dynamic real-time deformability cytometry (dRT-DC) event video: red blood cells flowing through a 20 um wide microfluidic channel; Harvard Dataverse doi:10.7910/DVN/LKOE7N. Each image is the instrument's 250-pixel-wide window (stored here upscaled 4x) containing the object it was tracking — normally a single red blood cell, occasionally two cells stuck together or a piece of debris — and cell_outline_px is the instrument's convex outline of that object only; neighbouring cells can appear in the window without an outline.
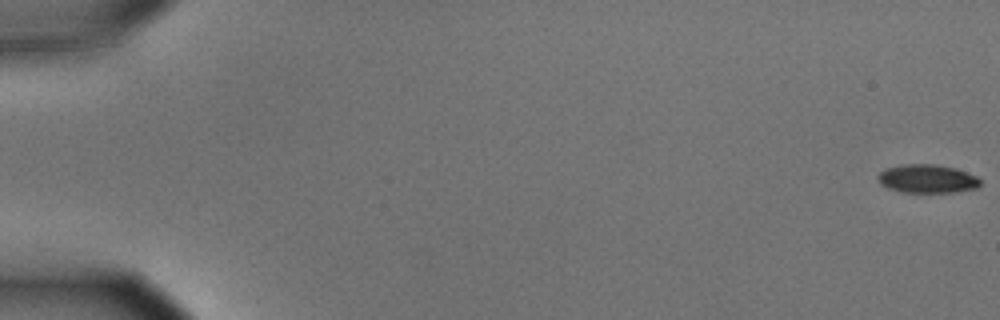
{"species": "common noctule bat (a hibernating species)", "species_latin": "Nyctalus noctula", "temperature_condition": "cold", "stored_images_in_passage": 53, "camera_frame_rate_fps": 3000, "um_per_image_px": 0.085, "animal": {"sex": "male", "body_mass_g": 15.6}, "frame": {"image": 1, "passage_image": 1, "time_ms": 0.0, "image_size_px": [1000, 320], "cell_outline_px": [[980, 188], [956, 192], [900, 192], [888, 188], [880, 184], [876, 176], [884, 168], [900, 164], [936, 164], [956, 168], [976, 176], [980, 180]], "centroid_in_image_um": [78.8, 15.19], "position_along_channel_um": 6.2, "area_um2": 17.28}}
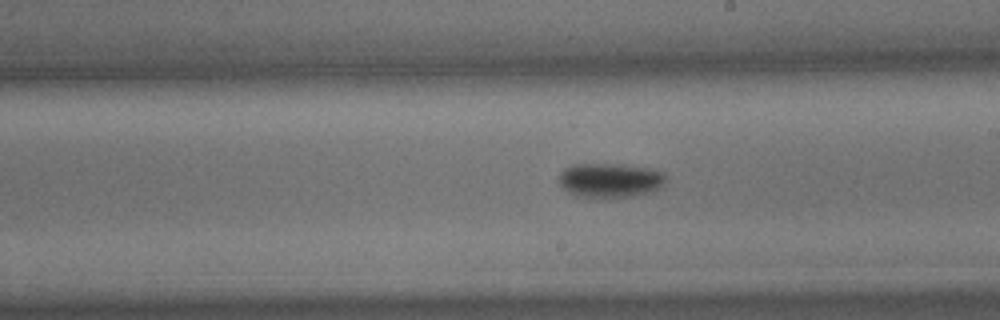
{"frame": {"image": 2, "passage_image": 34, "time_ms": 11.0, "image_size_px": [1000, 320], "cell_outline_px": [[668, 176], [660, 188], [636, 196], [600, 200], [572, 196], [556, 180], [560, 172], [564, 168], [572, 164], [624, 164], [652, 168], [664, 172]], "centroid_in_image_um": [51.83, 15.35], "position_along_channel_um": 237.2, "area_um2": 22.54}}
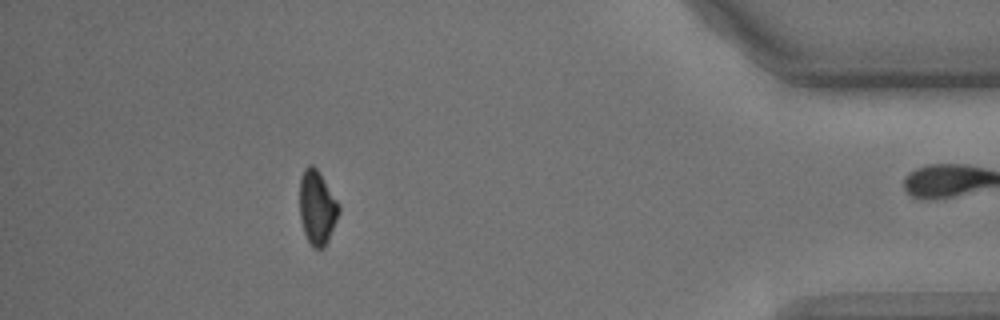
{"frame": {"image": 3, "passage_image": 52, "time_ms": 17.0, "image_size_px": [1000, 320], "cell_outline_px": [[340, 212], [328, 240], [324, 248], [312, 248], [304, 232], [300, 220], [300, 176], [304, 168], [308, 164], [312, 164], [320, 172], [340, 204]], "centroid_in_image_um": [26.96, 17.61], "position_along_channel_um": 408.2, "area_um2": 17.17}}